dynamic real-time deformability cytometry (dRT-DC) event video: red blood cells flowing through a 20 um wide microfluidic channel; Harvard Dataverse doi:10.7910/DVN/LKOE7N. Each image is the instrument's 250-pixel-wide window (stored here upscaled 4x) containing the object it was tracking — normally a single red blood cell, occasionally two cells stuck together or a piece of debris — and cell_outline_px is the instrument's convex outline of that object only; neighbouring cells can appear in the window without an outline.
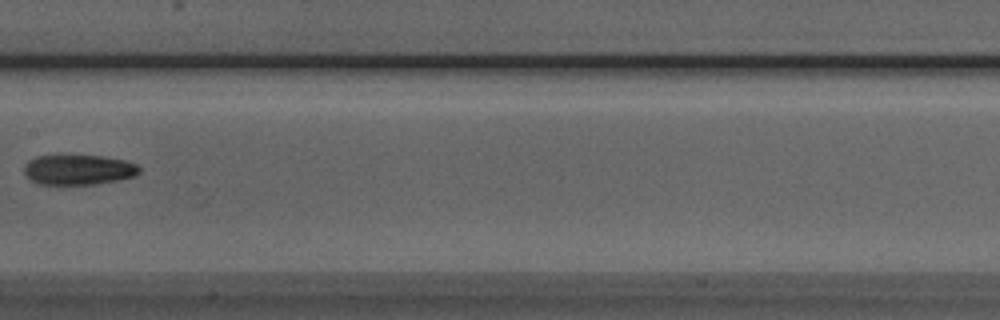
{"species": "Egyptian fruit bat (a non-hibernating species)", "species_latin": "Rousettus aegyptiacus", "temperature_condition": "room temperature", "stored_images_in_passage": 6, "camera_frame_rate_fps": 3000, "um_per_image_px": 0.085, "animal": {"sex": "male"}, "frame": {"image": 1, "passage_image": 6, "time_ms": 6.667, "image_size_px": [1000, 320], "cell_outline_px": [[140, 172], [136, 176], [120, 180], [96, 184], [36, 184], [24, 176], [24, 164], [28, 160], [36, 156], [60, 152], [104, 156], [124, 160], [136, 164], [140, 168]], "centroid_in_image_um": [6.61, 14.38], "position_along_channel_um": 200.8, "area_um2": 21.39}}